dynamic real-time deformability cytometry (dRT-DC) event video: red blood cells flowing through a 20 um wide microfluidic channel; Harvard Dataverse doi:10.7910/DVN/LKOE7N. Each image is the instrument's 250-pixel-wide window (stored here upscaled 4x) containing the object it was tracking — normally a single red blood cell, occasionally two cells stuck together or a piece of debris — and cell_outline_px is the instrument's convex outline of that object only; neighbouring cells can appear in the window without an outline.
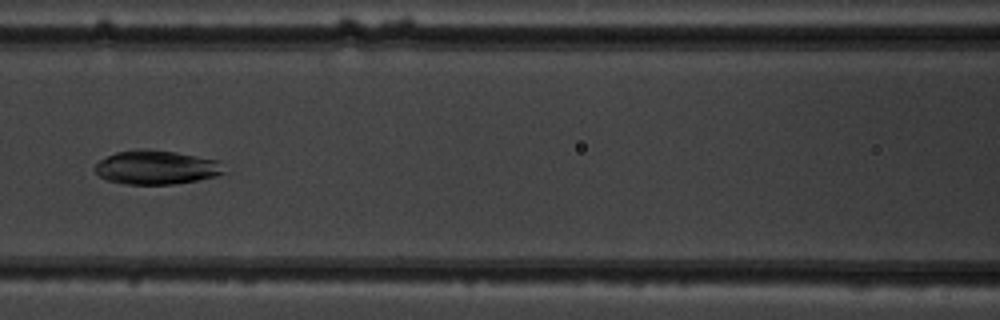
{"species": "common noctule bat (a hibernating species)", "species_latin": "Nyctalus noctula", "temperature_condition": "warm", "stored_images_in_passage": 7, "camera_frame_rate_fps": 3000, "um_per_image_px": 0.085, "animal": {"sex": "male", "body_mass_g": 19.5, "forearm_length_mm": 54.6}, "frame": {"image": 1, "passage_image": 7, "time_ms": 6.667, "image_size_px": [1000, 320], "cell_outline_px": [[224, 172], [216, 176], [196, 180], [172, 184], [124, 184], [108, 180], [100, 176], [92, 168], [100, 160], [116, 152], [140, 148], [144, 148], [176, 152], [216, 160]], "centroid_in_image_um": [13.22, 14.22], "position_along_channel_um": 153.4, "area_um2": 25.26}}